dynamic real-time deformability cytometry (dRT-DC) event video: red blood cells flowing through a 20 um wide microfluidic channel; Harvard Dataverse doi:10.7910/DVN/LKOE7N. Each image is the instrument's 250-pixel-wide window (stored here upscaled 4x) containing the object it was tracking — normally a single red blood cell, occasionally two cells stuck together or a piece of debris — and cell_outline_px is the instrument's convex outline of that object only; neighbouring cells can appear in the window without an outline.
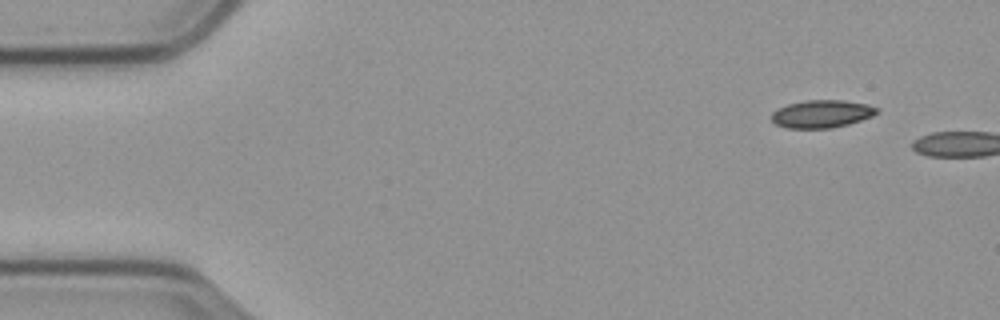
{"species": "common noctule bat (a hibernating species)", "species_latin": "Nyctalus noctula", "temperature_condition": "cold", "stored_images_in_passage": 8, "camera_frame_rate_fps": 3000, "um_per_image_px": 0.085, "animal": {"sex": "male", "body_mass_g": 23.1, "forearm_length_mm": 52.7}, "frame": {"image": 1, "passage_image": 1, "time_ms": 0.0, "image_size_px": [1000, 320], "cell_outline_px": [[880, 112], [872, 116], [848, 124], [832, 128], [788, 128], [776, 124], [772, 120], [772, 112], [788, 104], [808, 100], [844, 100], [868, 104], [880, 108]], "centroid_in_image_um": [69.9, 9.67], "position_along_channel_um": 15.1, "area_um2": 16.99}}